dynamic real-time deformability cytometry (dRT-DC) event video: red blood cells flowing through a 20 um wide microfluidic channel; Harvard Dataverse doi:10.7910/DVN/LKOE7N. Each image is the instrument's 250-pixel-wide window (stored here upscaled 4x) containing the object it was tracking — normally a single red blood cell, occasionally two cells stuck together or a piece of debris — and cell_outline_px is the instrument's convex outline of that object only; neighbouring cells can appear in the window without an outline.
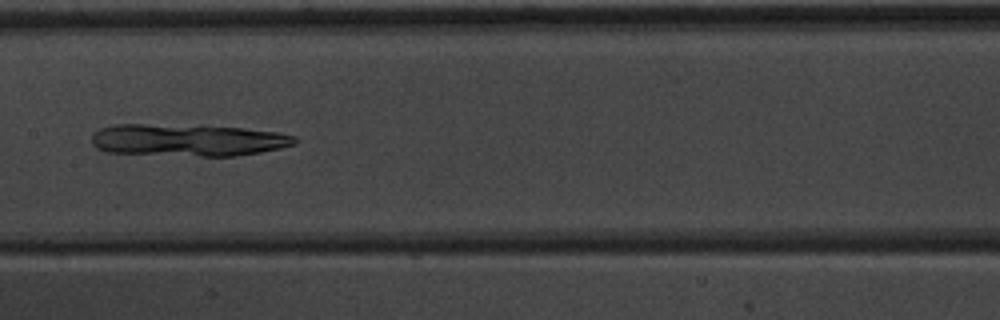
{"species": "common noctule bat (a hibernating species)", "species_latin": "Nyctalus noctula", "temperature_condition": "warm", "stored_images_in_passage": 51, "camera_frame_rate_fps": 3000, "um_per_image_px": 0.085, "animal": {"sex": "male", "body_mass_g": 20.1, "forearm_length_mm": 53.5}, "frame": {"image": 1, "passage_image": 26, "time_ms": 8.333, "image_size_px": [1000, 320], "cell_outline_px": [[296, 144], [280, 148], [260, 152], [236, 156], [200, 156], [108, 152], [96, 148], [92, 144], [92, 132], [100, 128], [116, 124], [200, 124], [244, 128], [276, 132], [296, 136]], "centroid_in_image_um": [15.96, 11.88], "position_along_channel_um": 191.4, "area_um2": 38.61}}
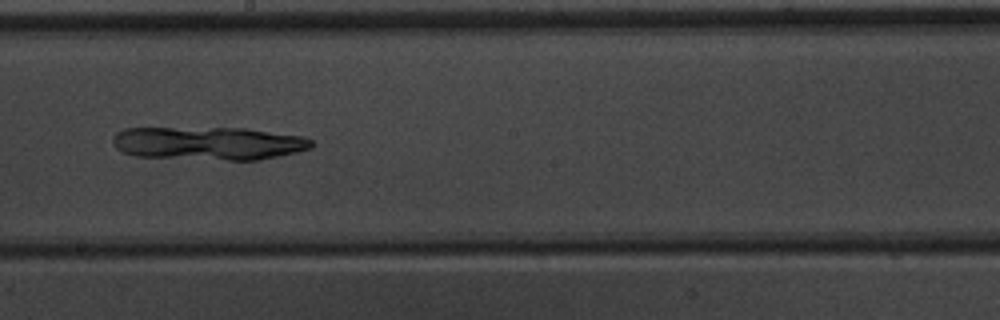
{"frame": {"image": 2, "passage_image": 29, "time_ms": 9.333, "image_size_px": [1000, 320], "cell_outline_px": [[312, 148], [296, 152], [260, 160], [228, 160], [136, 156], [120, 152], [112, 144], [112, 136], [116, 132], [124, 128], [248, 128], [304, 136], [312, 140]], "centroid_in_image_um": [17.71, 12.17], "position_along_channel_um": 230.5, "area_um2": 38.84}}
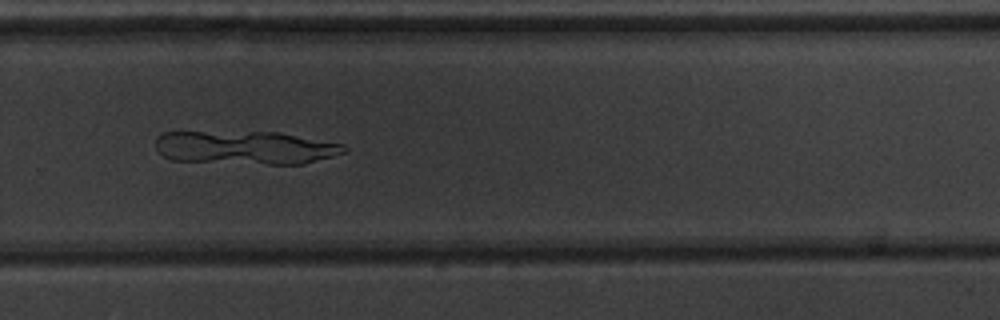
{"frame": {"image": 3, "passage_image": 35, "time_ms": 11.333, "image_size_px": [1000, 320], "cell_outline_px": [[348, 152], [304, 164], [268, 164], [172, 160], [164, 156], [156, 148], [156, 136], [160, 132], [280, 132], [344, 144], [348, 148]], "centroid_in_image_um": [20.9, 12.54], "position_along_channel_um": 308.9, "area_um2": 36.82}}